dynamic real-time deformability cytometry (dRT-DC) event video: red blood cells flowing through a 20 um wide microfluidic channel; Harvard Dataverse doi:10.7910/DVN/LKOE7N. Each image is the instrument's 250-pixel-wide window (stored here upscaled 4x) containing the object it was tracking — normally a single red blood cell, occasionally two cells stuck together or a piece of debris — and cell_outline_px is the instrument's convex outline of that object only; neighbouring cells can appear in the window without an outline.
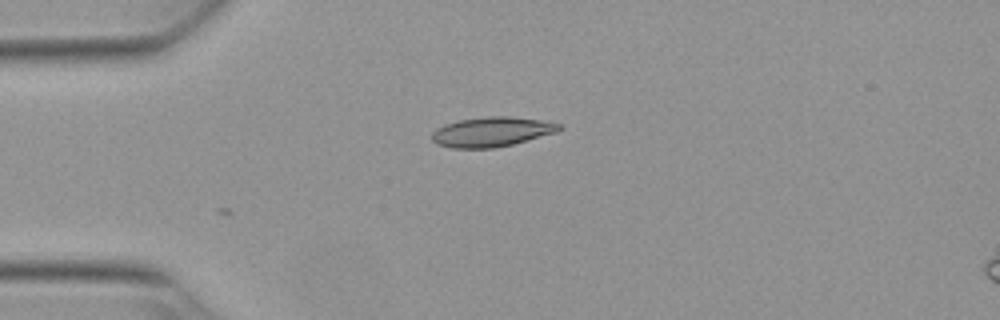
{"species": "Egyptian fruit bat (a non-hibernating species)", "species_latin": "Rousettus aegyptiacus", "temperature_condition": "warm", "stored_images_in_passage": 5, "camera_frame_rate_fps": 3000, "um_per_image_px": 0.085, "animal": {"sex": "female"}, "frame": {"image": 1, "passage_image": 1, "time_ms": 0.0, "image_size_px": [1000, 320], "cell_outline_px": [[564, 128], [556, 132], [512, 144], [492, 148], [452, 148], [436, 144], [432, 140], [432, 132], [436, 128], [444, 124], [460, 120], [488, 116], [508, 116], [540, 120], [560, 124]], "centroid_in_image_um": [41.76, 11.2], "position_along_channel_um": 43.2, "area_um2": 21.91}}